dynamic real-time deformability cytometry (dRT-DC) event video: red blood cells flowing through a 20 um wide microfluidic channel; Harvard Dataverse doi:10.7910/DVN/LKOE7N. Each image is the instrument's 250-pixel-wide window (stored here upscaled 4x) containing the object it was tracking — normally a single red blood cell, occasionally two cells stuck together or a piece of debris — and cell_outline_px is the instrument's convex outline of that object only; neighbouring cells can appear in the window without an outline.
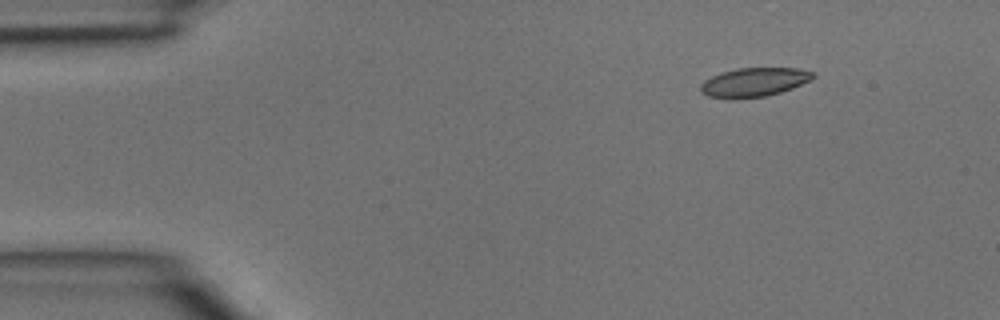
{"species": "common noctule bat (a hibernating species)", "species_latin": "Nyctalus noctula", "temperature_condition": "room temperature", "stored_images_in_passage": 4, "camera_frame_rate_fps": 3000, "um_per_image_px": 0.085, "animal": {"sex": "male", "body_mass_g": 15.6}, "frame": {"image": 1, "passage_image": 4, "time_ms": 1.0, "image_size_px": [1000, 320], "cell_outline_px": [[816, 76], [812, 80], [792, 88], [780, 92], [764, 96], [708, 96], [700, 92], [700, 84], [704, 80], [720, 72], [736, 68], [796, 68], [812, 72]], "centroid_in_image_um": [64.12, 6.94], "position_along_channel_um": 20.9, "area_um2": 18.38}}